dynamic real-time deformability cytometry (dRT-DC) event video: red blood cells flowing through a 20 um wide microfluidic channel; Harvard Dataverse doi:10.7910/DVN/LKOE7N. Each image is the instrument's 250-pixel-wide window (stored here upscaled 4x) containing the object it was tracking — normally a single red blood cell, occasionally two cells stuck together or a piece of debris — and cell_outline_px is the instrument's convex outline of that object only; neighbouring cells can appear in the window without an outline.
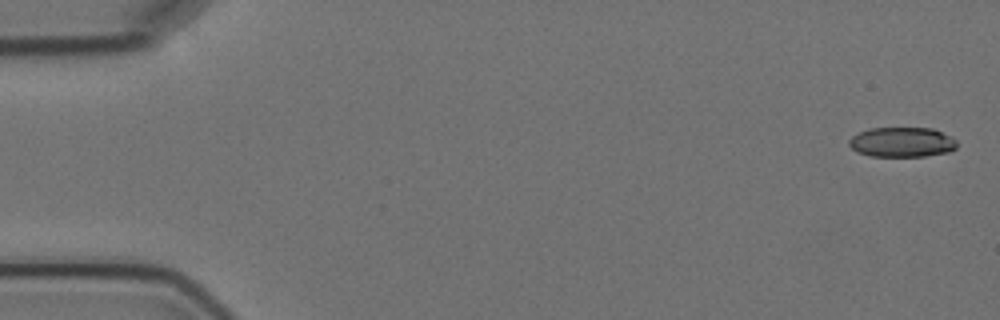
{"species": "Egyptian fruit bat (a non-hibernating species)", "species_latin": "Rousettus aegyptiacus", "temperature_condition": "cold", "stored_images_in_passage": 4, "camera_frame_rate_fps": 3000, "um_per_image_px": 0.085, "animal": {"sex": "female"}, "frame": {"image": 1, "passage_image": 1, "time_ms": 0.0, "image_size_px": [1000, 320], "cell_outline_px": [[956, 148], [948, 152], [924, 156], [872, 156], [856, 152], [848, 144], [848, 140], [852, 136], [868, 128], [932, 128], [952, 136], [956, 140]], "centroid_in_image_um": [76.66, 12.08], "position_along_channel_um": 8.3, "area_um2": 18.84}}
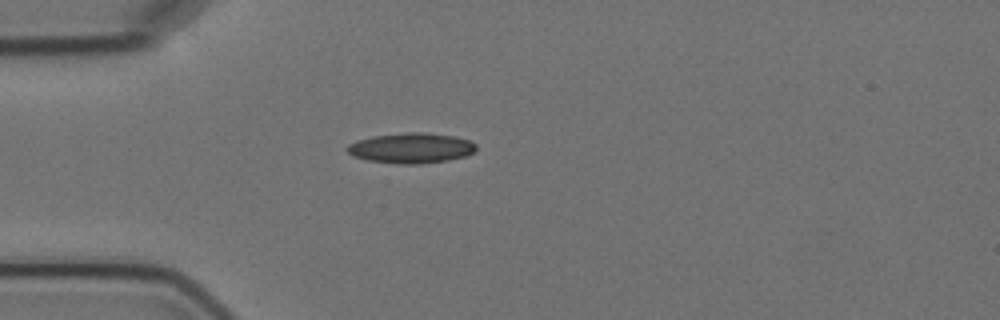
{"frame": {"image": 2, "passage_image": 4, "time_ms": 4.667, "image_size_px": [1000, 320], "cell_outline_px": [[476, 152], [464, 156], [448, 160], [420, 164], [400, 164], [368, 160], [352, 156], [344, 148], [348, 144], [356, 140], [372, 136], [408, 132], [424, 132], [456, 136], [472, 140], [476, 144]], "centroid_in_image_um": [34.96, 12.57], "position_along_channel_um": 50.0, "area_um2": 23.06}}